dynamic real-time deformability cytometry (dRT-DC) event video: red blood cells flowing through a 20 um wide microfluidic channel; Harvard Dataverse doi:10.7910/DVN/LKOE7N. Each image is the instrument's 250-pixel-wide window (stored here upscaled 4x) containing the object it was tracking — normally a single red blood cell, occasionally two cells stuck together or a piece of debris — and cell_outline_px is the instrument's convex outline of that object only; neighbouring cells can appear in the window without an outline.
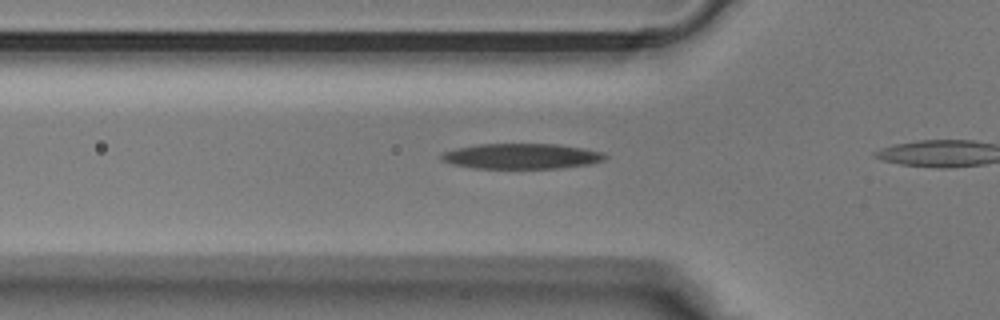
{"species": "Egyptian fruit bat (a non-hibernating species)", "species_latin": "Rousettus aegyptiacus", "temperature_condition": "warm", "stored_images_in_passage": 9, "camera_frame_rate_fps": 3000, "um_per_image_px": 0.085, "animal": {"sex": "male"}, "frame": {"image": 1, "passage_image": 7, "time_ms": 2.0, "image_size_px": [1000, 320], "cell_outline_px": [[608, 156], [604, 160], [588, 164], [556, 168], [472, 168], [452, 164], [440, 160], [440, 156], [444, 152], [456, 148], [476, 144], [556, 144], [584, 148], [604, 152]], "centroid_in_image_um": [44.31, 13.27], "position_along_channel_um": 81.5, "area_um2": 24.22}}